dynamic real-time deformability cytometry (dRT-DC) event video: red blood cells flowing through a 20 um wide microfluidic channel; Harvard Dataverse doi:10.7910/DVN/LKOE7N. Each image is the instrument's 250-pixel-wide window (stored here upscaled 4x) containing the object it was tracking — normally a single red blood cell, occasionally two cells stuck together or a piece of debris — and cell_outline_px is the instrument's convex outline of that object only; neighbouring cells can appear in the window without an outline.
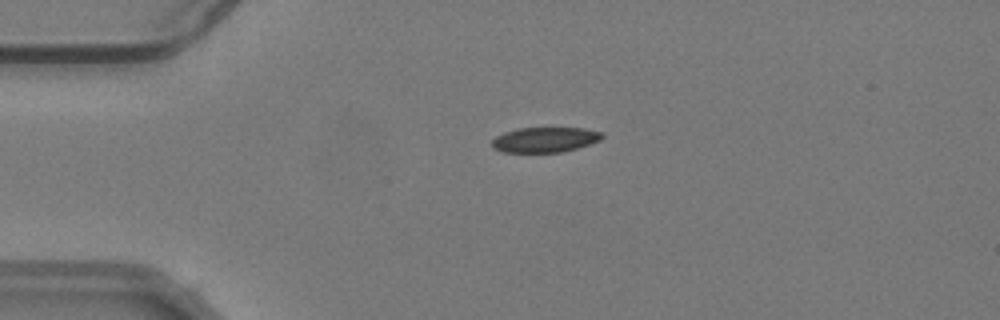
{"species": "common noctule bat (a hibernating species)", "species_latin": "Nyctalus noctula", "temperature_condition": "warm", "stored_images_in_passage": 56, "camera_frame_rate_fps": 3000, "um_per_image_px": 0.085, "animal": {"sex": "male", "body_mass_g": 19.2, "forearm_length_mm": 51.8}, "frame": {"image": 1, "passage_image": 14, "time_ms": 4.333, "image_size_px": [1000, 320], "cell_outline_px": [[604, 136], [600, 140], [564, 152], [500, 152], [492, 148], [492, 140], [496, 136], [504, 132], [520, 128], [584, 128], [604, 132]], "centroid_in_image_um": [46.31, 11.87], "position_along_channel_um": 38.7, "area_um2": 16.18}}
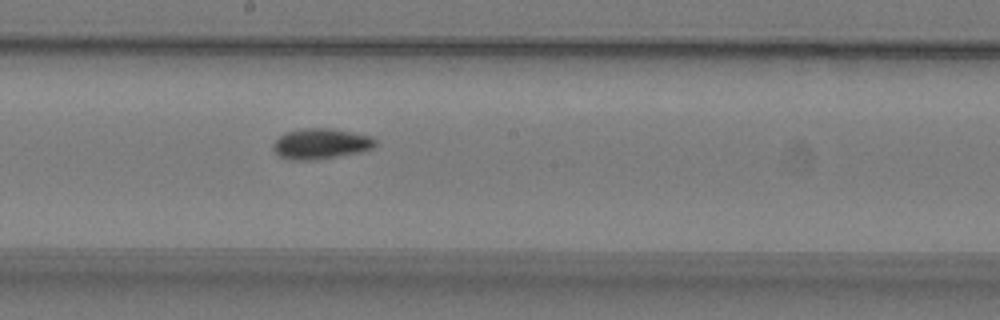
{"frame": {"image": 2, "passage_image": 31, "time_ms": 10.0, "image_size_px": [1000, 320], "cell_outline_px": [[376, 144], [372, 148], [360, 152], [336, 156], [308, 160], [292, 160], [280, 156], [272, 148], [272, 144], [284, 132], [304, 128], [332, 128], [372, 136], [376, 140]], "centroid_in_image_um": [27.26, 12.2], "position_along_channel_um": 220.9, "area_um2": 18.09}}
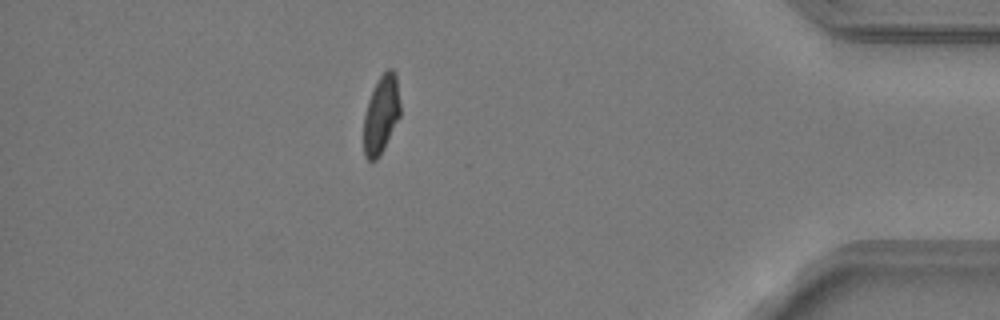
{"frame": {"image": 3, "passage_image": 49, "time_ms": 16.0, "image_size_px": [1000, 320], "cell_outline_px": [[400, 116], [384, 148], [376, 160], [368, 160], [364, 156], [364, 116], [368, 100], [380, 76], [388, 68], [392, 68], [396, 72], [400, 104]], "centroid_in_image_um": [32.41, 9.72], "position_along_channel_um": 402.8, "area_um2": 16.53}, "authors_computed_cell_mechanics": {"area_um2": 17.2533, "velocity_mm_per_s": 3.7788, "shape_relaxation_time_tau1_ms": 7.4328, "shape_relaxation_time_tau2_ms": 2.3433, "deformation_change_tau1": 0.1762, "deformation_change_tau2": 0.0566}}